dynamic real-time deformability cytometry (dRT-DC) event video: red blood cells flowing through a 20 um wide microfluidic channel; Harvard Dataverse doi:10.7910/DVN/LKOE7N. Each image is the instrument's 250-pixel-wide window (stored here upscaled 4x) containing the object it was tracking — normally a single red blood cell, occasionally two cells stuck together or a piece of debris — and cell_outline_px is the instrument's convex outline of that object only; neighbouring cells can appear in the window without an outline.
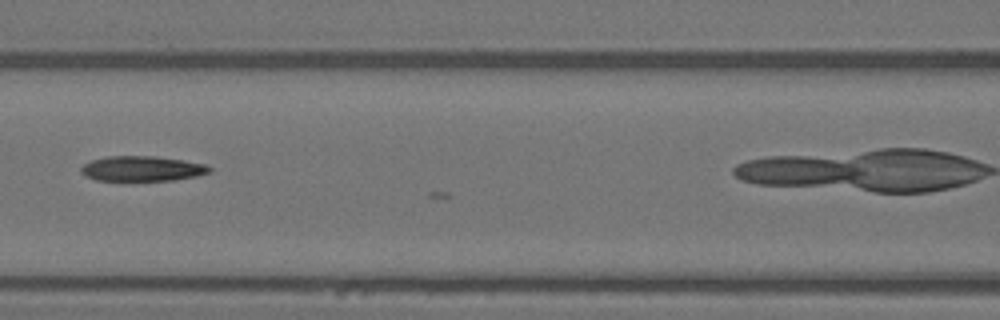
{"species": "Egyptian fruit bat (a non-hibernating species)", "species_latin": "Rousettus aegyptiacus", "temperature_condition": "warm", "stored_images_in_passage": 7, "camera_frame_rate_fps": 3000, "um_per_image_px": 0.085, "animal": {"sex": "female"}, "frame": {"image": 1, "passage_image": 5, "time_ms": 1.333, "image_size_px": [1000, 320], "cell_outline_px": [[212, 172], [196, 176], [172, 180], [96, 180], [84, 176], [80, 172], [80, 168], [84, 164], [92, 160], [104, 156], [156, 156], [204, 164], [212, 168]], "centroid_in_image_um": [12.04, 14.33], "position_along_channel_um": 154.6, "area_um2": 18.73}}